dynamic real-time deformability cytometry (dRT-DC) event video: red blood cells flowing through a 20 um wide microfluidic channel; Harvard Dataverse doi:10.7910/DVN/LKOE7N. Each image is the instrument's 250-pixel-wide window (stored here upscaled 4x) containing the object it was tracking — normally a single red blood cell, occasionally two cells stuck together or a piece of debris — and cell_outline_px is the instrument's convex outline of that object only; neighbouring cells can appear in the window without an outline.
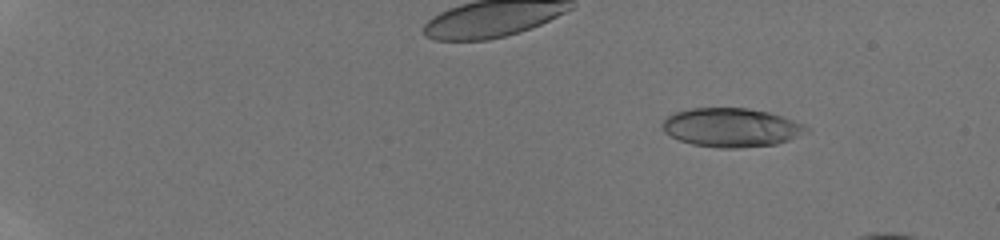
{"species": "human", "species_latin": "Homo sapiens", "temperature_condition": "room temperature", "stored_images_in_passage": 71, "segment_of_instrument_passage": [1, 2], "camera_frame_rate_fps": 3000, "um_per_image_px": 0.085, "donor": {"sex": "male"}, "frame": {"image": 1, "passage_image": 11, "time_ms": 2.667, "image_size_px": [1000, 240], "cell_outline_px": [[812, 128], [808, 132], [788, 140], [776, 144], [736, 148], [720, 148], [692, 144], [680, 140], [664, 132], [664, 120], [668, 116], [676, 112], [688, 108], [748, 108], [768, 112], [804, 124]], "centroid_in_image_um": [62.19, 10.84], "position_along_channel_um": 22.8, "area_um2": 32.37}}
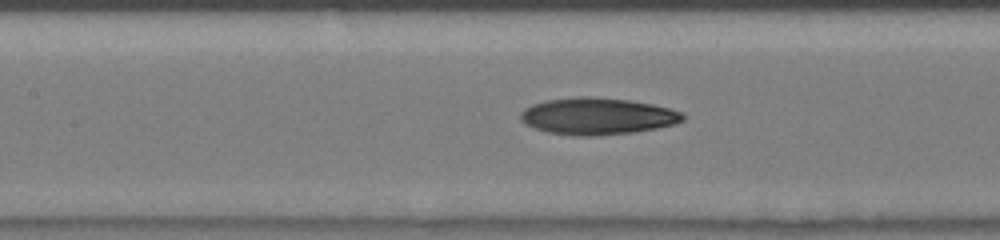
{"frame": {"image": 2, "passage_image": 39, "time_ms": 9.667, "image_size_px": [1000, 240], "cell_outline_px": [[684, 120], [676, 124], [636, 132], [596, 136], [572, 136], [548, 132], [524, 124], [520, 120], [520, 112], [524, 108], [532, 104], [544, 100], [576, 96], [596, 96], [628, 100], [652, 104], [684, 112]], "centroid_in_image_um": [50.76, 9.87], "position_along_channel_um": 156.6, "area_um2": 35.32}}
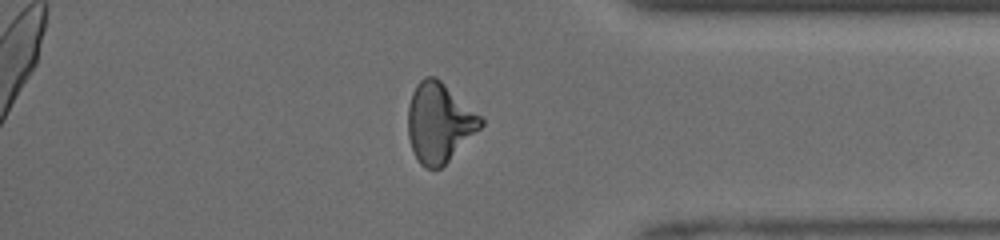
{"frame": {"image": 3, "passage_image": 62, "time_ms": 15.667, "image_size_px": [1000, 240], "cell_outline_px": [[484, 124], [440, 168], [424, 168], [420, 164], [412, 148], [408, 136], [408, 108], [412, 92], [416, 84], [424, 76], [436, 76], [480, 116], [484, 120]], "centroid_in_image_um": [37.3, 10.4], "position_along_channel_um": 397.9, "area_um2": 33.18}}